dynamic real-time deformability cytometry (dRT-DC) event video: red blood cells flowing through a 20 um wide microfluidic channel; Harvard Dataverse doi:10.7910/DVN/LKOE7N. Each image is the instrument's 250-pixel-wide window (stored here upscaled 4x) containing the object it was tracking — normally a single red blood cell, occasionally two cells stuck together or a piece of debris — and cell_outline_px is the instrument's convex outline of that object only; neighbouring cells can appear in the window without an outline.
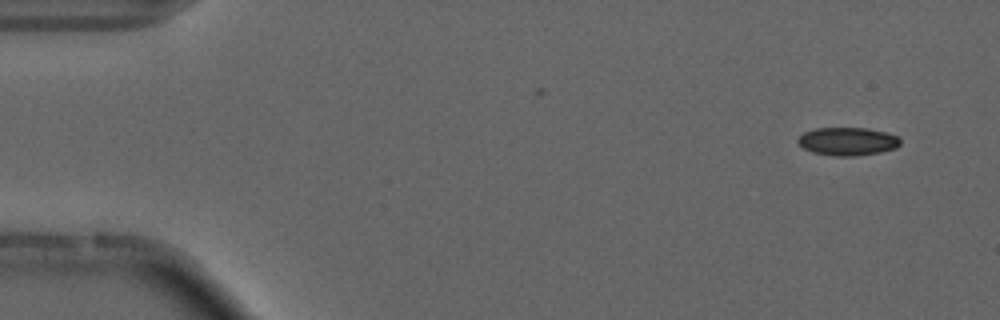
{"species": "common noctule bat (a hibernating species)", "species_latin": "Nyctalus noctula", "temperature_condition": "cold", "stored_images_in_passage": 2, "camera_frame_rate_fps": 3000, "um_per_image_px": 0.085, "animal": {"sex": "male", "forearm_length_mm": 52.5}, "frame": {"image": 1, "passage_image": 2, "time_ms": 1.333, "image_size_px": [1000, 320], "cell_outline_px": [[900, 144], [896, 148], [880, 152], [856, 156], [836, 156], [812, 152], [804, 148], [796, 140], [804, 132], [816, 128], [868, 128], [888, 132], [900, 136]], "centroid_in_image_um": [72.09, 12.01], "position_along_channel_um": 12.9, "area_um2": 16.88}}